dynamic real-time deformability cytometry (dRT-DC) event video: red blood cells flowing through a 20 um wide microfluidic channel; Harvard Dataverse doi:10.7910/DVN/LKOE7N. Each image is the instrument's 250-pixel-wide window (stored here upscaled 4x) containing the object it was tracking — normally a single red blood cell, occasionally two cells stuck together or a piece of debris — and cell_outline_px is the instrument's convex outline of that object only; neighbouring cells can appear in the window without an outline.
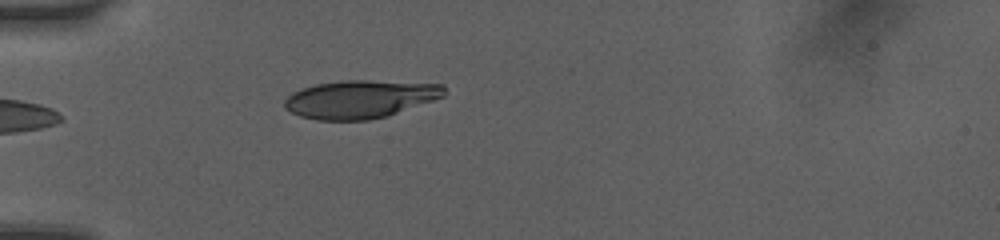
{"species": "human", "species_latin": "Homo sapiens", "temperature_condition": "room temperature", "stored_images_in_passage": 4, "camera_frame_rate_fps": 3000, "um_per_image_px": 0.085, "donor": {"sex": "female"}, "frame": {"image": 1, "passage_image": 4, "time_ms": 4.333, "image_size_px": [1000, 240], "cell_outline_px": [[444, 96], [388, 116], [368, 120], [316, 120], [300, 116], [284, 108], [284, 100], [292, 92], [300, 88], [316, 84], [340, 80], [368, 80], [444, 84]], "centroid_in_image_um": [30.57, 8.42], "position_along_channel_um": 54.4, "area_um2": 35.49}}